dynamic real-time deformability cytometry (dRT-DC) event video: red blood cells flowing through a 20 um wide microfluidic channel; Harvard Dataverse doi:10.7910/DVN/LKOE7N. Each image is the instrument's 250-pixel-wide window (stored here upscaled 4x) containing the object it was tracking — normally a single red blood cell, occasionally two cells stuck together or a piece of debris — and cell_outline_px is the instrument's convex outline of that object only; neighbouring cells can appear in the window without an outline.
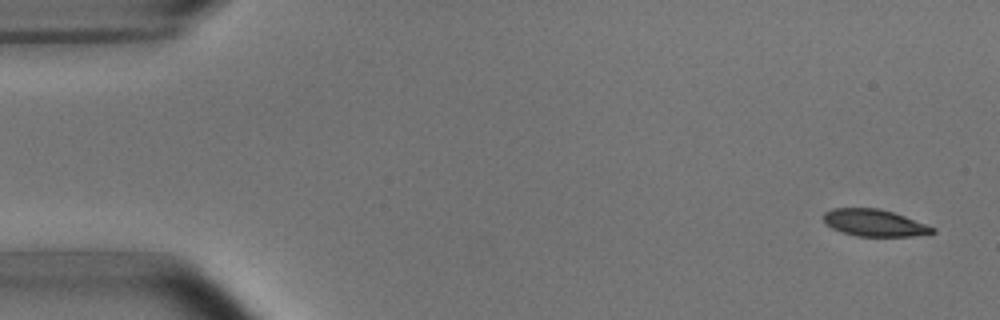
{"species": "common noctule bat (a hibernating species)", "species_latin": "Nyctalus noctula", "temperature_condition": "room temperature", "stored_images_in_passage": 5, "camera_frame_rate_fps": 3000, "um_per_image_px": 0.085, "animal": {"sex": "male", "body_mass_g": 15.6}, "frame": {"image": 1, "passage_image": 1, "time_ms": 0.0, "image_size_px": [1000, 320], "cell_outline_px": [[936, 232], [912, 236], [856, 236], [832, 228], [824, 224], [824, 212], [832, 208], [880, 208], [904, 216], [936, 228]], "centroid_in_image_um": [74.3, 18.94], "position_along_channel_um": 10.7, "area_um2": 16.99}}